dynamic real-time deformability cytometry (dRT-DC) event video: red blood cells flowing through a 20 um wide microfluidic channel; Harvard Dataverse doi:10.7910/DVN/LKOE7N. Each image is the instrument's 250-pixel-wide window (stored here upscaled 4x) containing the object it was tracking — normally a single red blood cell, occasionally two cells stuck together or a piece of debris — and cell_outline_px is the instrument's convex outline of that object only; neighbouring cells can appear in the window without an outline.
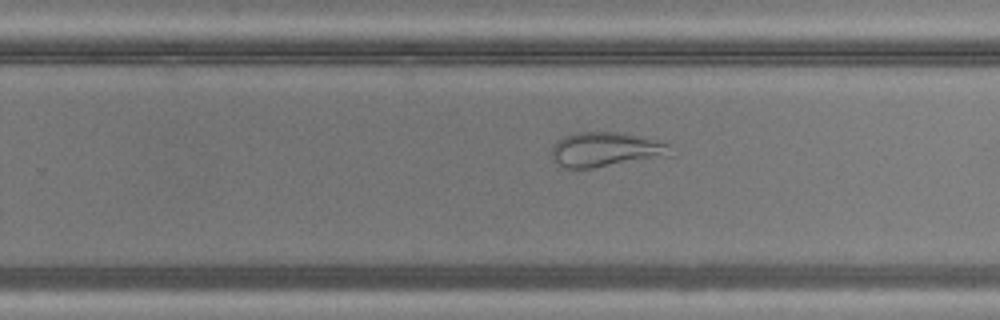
{"species": "common noctule bat (a hibernating species)", "species_latin": "Nyctalus noctula", "temperature_condition": "warm", "stored_images_in_passage": 43, "camera_frame_rate_fps": 3000, "um_per_image_px": 0.085, "animal": {"sex": "male", "body_mass_g": 20.5, "forearm_length_mm": 52.5}, "frame": {"image": 1, "passage_image": 26, "time_ms": 8.333, "image_size_px": [1000, 320], "cell_outline_px": [[676, 156], [592, 168], [564, 168], [552, 160], [552, 148], [556, 140], [564, 136], [576, 132], [620, 132], [640, 136], [676, 144]], "centroid_in_image_um": [51.65, 12.71], "position_along_channel_um": 278.2, "area_um2": 25.03}}
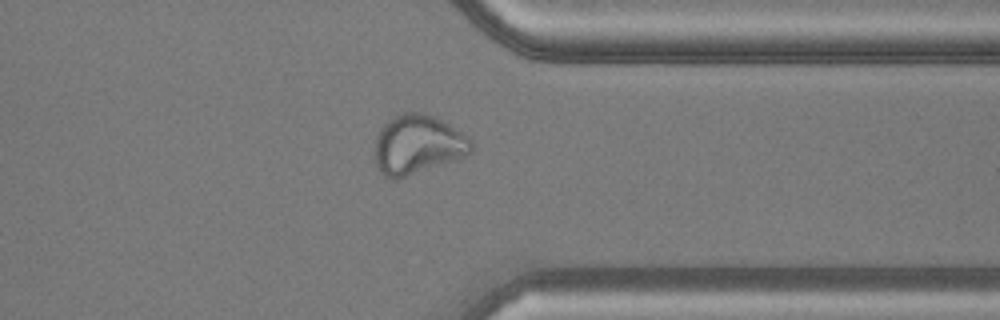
{"frame": {"image": 2, "passage_image": 33, "time_ms": 10.667, "image_size_px": [1000, 320], "cell_outline_px": [[472, 152], [456, 160], [396, 180], [392, 180], [384, 176], [376, 168], [376, 136], [380, 128], [388, 120], [400, 112], [420, 112], [432, 116], [448, 124], [468, 136], [472, 140]], "centroid_in_image_um": [35.49, 12.31], "position_along_channel_um": 375.9, "area_um2": 33.41}}
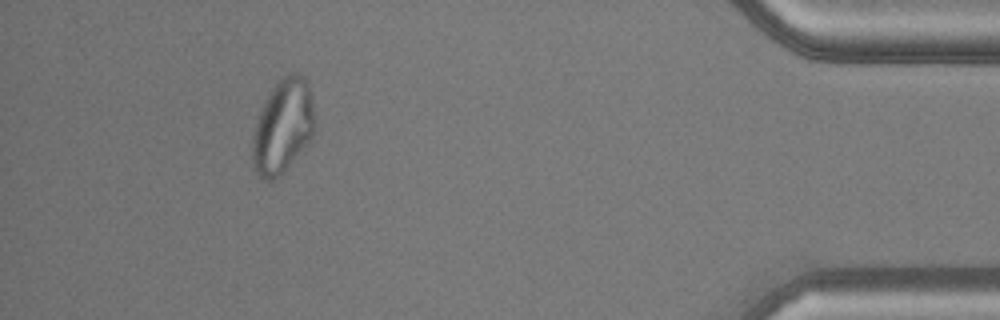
{"frame": {"image": 3, "passage_image": 39, "time_ms": 12.667, "image_size_px": [1000, 320], "cell_outline_px": [[316, 128], [312, 140], [272, 180], [264, 180], [256, 172], [252, 164], [252, 136], [260, 112], [272, 88], [288, 72], [300, 72], [304, 76], [308, 84], [312, 104]], "centroid_in_image_um": [24.06, 10.71], "position_along_channel_um": 411.1, "area_um2": 33.7}}